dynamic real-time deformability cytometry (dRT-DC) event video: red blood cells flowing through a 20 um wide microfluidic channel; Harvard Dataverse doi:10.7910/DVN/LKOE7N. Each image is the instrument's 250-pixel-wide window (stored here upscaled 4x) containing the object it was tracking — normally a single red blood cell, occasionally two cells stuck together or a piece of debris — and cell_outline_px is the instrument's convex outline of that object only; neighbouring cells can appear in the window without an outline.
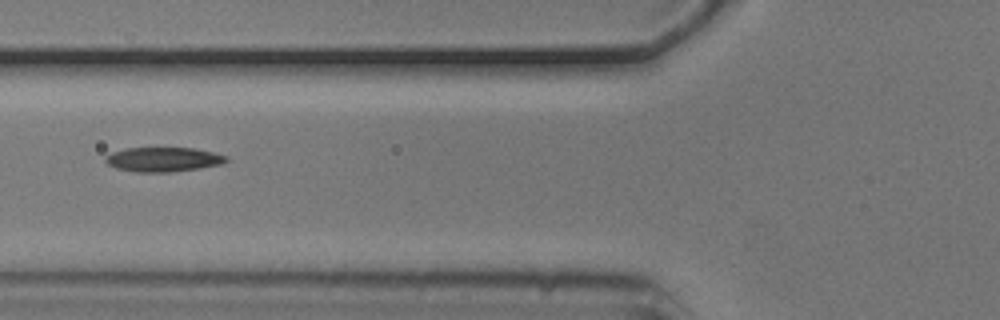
{"species": "common noctule bat (a hibernating species)", "species_latin": "Nyctalus noctula", "temperature_condition": "cold", "stored_images_in_passage": 14, "camera_frame_rate_fps": 3000, "um_per_image_px": 0.085, "animal": {"sex": "male", "body_mass_g": 20.5, "forearm_length_mm": 52.5}, "frame": {"image": 1, "passage_image": 5, "time_ms": 1.333, "image_size_px": [1000, 320], "cell_outline_px": [[228, 160], [220, 164], [200, 168], [168, 172], [136, 172], [116, 168], [108, 164], [104, 160], [104, 156], [112, 152], [128, 148], [196, 148], [228, 156]], "centroid_in_image_um": [13.86, 13.55], "position_along_channel_um": 111.9, "area_um2": 17.17}}
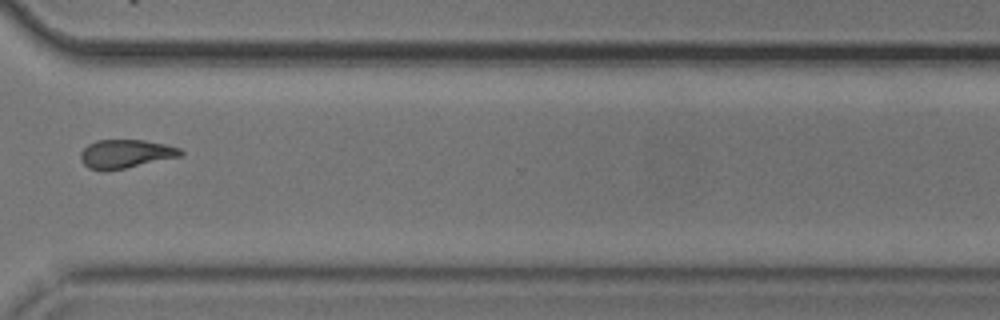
{"frame": {"image": 2, "passage_image": 11, "time_ms": 3.333, "image_size_px": [1000, 320], "cell_outline_px": [[184, 152], [180, 156], [124, 168], [88, 168], [80, 160], [80, 152], [88, 144], [96, 140], [144, 140], [168, 144], [180, 148]], "centroid_in_image_um": [10.7, 13.03], "position_along_channel_um": 359.9, "area_um2": 16.24}}